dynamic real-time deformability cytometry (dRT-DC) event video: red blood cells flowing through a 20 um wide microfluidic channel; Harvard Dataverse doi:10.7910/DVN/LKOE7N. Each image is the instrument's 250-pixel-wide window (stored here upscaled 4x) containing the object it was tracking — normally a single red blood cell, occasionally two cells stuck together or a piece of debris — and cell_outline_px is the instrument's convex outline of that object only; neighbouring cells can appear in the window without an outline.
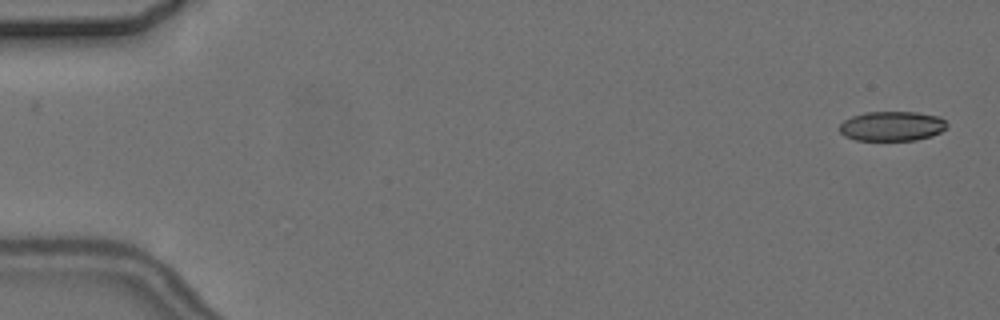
{"species": "common noctule bat (a hibernating species)", "species_latin": "Nyctalus noctula", "temperature_condition": "cold", "stored_images_in_passage": 7, "camera_frame_rate_fps": 3000, "um_per_image_px": 0.085, "animal": {"sex": "female", "body_mass_g": 24.6, "forearm_length_mm": 56.2}, "frame": {"image": 1, "passage_image": 1, "time_ms": 0.0, "image_size_px": [1000, 320], "cell_outline_px": [[948, 128], [932, 136], [916, 140], [856, 140], [844, 136], [840, 132], [840, 124], [844, 120], [852, 116], [864, 112], [916, 112], [940, 116], [948, 124]], "centroid_in_image_um": [75.84, 10.72], "position_along_channel_um": 9.2, "area_um2": 18.73}}
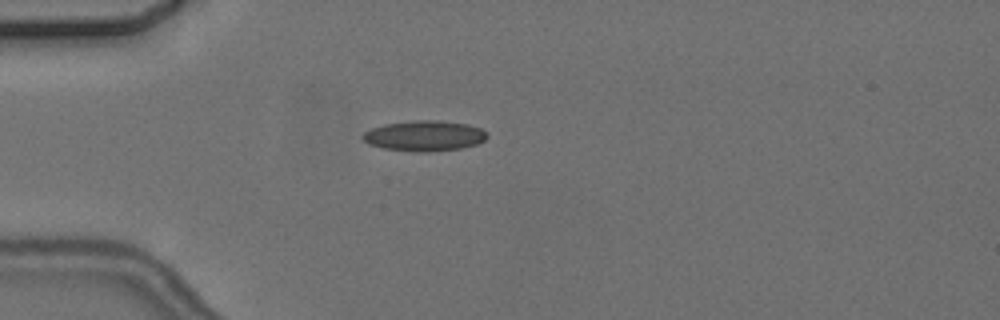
{"frame": {"image": 2, "passage_image": 4, "time_ms": 4.667, "image_size_px": [1000, 320], "cell_outline_px": [[488, 136], [484, 140], [476, 144], [460, 148], [428, 152], [416, 152], [384, 148], [368, 144], [360, 136], [364, 132], [372, 128], [384, 124], [416, 120], [440, 120], [468, 124], [480, 128], [488, 132]], "centroid_in_image_um": [36.08, 11.54], "position_along_channel_um": 48.9, "area_um2": 22.14}}
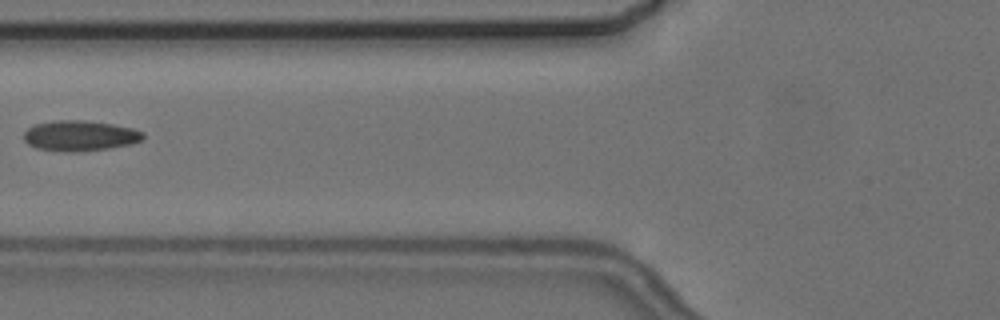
{"frame": {"image": 3, "passage_image": 6, "time_ms": 7.0, "image_size_px": [1000, 320], "cell_outline_px": [[144, 136], [140, 140], [132, 144], [108, 148], [76, 152], [68, 152], [36, 148], [28, 144], [24, 140], [24, 132], [28, 128], [36, 124], [56, 120], [84, 120], [112, 124], [132, 128], [144, 132]], "centroid_in_image_um": [6.78, 11.54], "position_along_channel_um": 119.0, "area_um2": 21.1}}